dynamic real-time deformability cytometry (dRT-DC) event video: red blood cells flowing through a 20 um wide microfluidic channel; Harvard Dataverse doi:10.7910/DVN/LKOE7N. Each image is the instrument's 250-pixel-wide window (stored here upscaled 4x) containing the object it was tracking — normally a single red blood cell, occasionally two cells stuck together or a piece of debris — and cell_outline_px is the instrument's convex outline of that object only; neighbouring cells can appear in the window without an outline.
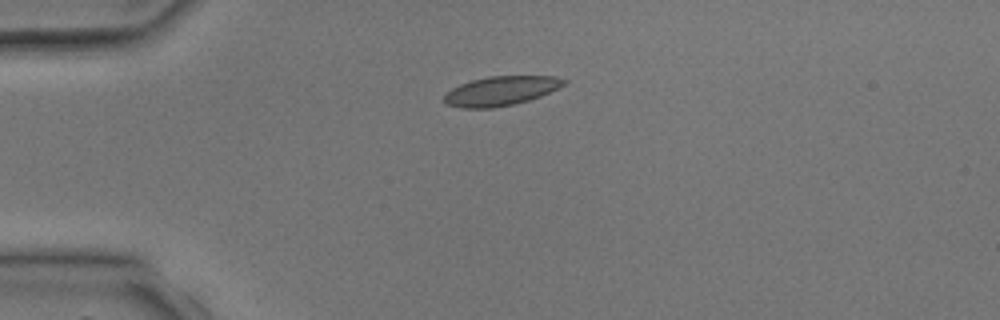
{"species": "common noctule bat (a hibernating species)", "species_latin": "Nyctalus noctula", "temperature_condition": "room temperature", "stored_images_in_passage": 4, "camera_frame_rate_fps": 3000, "um_per_image_px": 0.085, "animal": {"sex": "male", "body_mass_g": 17.9, "forearm_length_mm": 54.2}, "frame": {"image": 1, "passage_image": 4, "time_ms": 3.667, "image_size_px": [1000, 320], "cell_outline_px": [[568, 80], [564, 84], [540, 96], [528, 100], [512, 104], [492, 108], [460, 108], [448, 104], [444, 100], [444, 96], [452, 88], [460, 84], [472, 80], [488, 76], [552, 76]], "centroid_in_image_um": [42.54, 7.72], "position_along_channel_um": 42.5, "area_um2": 20.11}}